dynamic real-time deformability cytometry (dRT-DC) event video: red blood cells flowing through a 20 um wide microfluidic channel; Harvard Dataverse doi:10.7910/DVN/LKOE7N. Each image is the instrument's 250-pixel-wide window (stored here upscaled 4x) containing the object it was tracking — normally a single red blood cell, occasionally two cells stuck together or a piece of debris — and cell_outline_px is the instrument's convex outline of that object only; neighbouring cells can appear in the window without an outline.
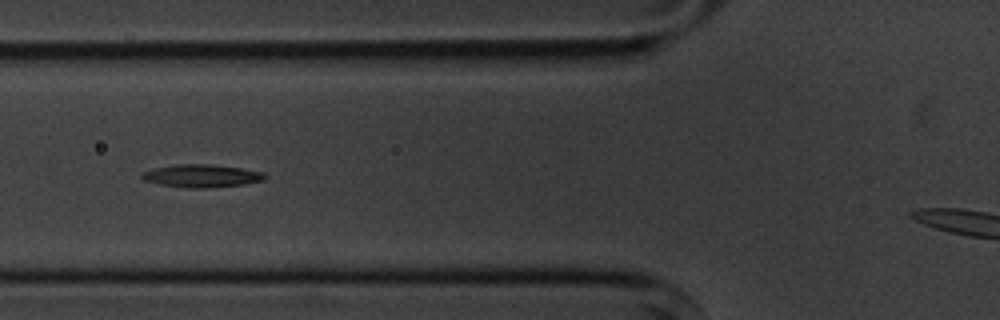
{"species": "common noctule bat (a hibernating species)", "species_latin": "Nyctalus noctula", "temperature_condition": "cold", "stored_images_in_passage": 12, "camera_frame_rate_fps": 3000, "um_per_image_px": 0.085, "animal": {"sex": "male", "body_mass_g": 20.1, "forearm_length_mm": 53.5}, "frame": {"image": 1, "passage_image": 6, "time_ms": 6.667, "image_size_px": [1000, 320], "cell_outline_px": [[268, 176], [264, 180], [244, 184], [204, 188], [184, 188], [160, 184], [144, 180], [140, 176], [144, 172], [152, 168], [176, 164], [212, 164], [240, 168], [264, 172]], "centroid_in_image_um": [17.14, 14.94], "position_along_channel_um": 108.7, "area_um2": 16.42}}
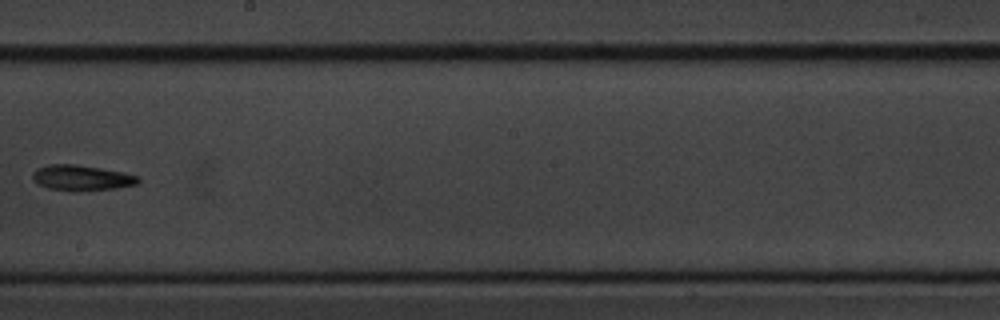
{"frame": {"image": 2, "passage_image": 9, "time_ms": 10.333, "image_size_px": [1000, 320], "cell_outline_px": [[140, 180], [136, 184], [116, 188], [80, 192], [72, 192], [48, 188], [36, 184], [32, 180], [32, 172], [36, 168], [48, 164], [76, 164], [124, 172], [140, 176]], "centroid_in_image_um": [6.9, 15.12], "position_along_channel_um": 241.3, "area_um2": 16.13}}
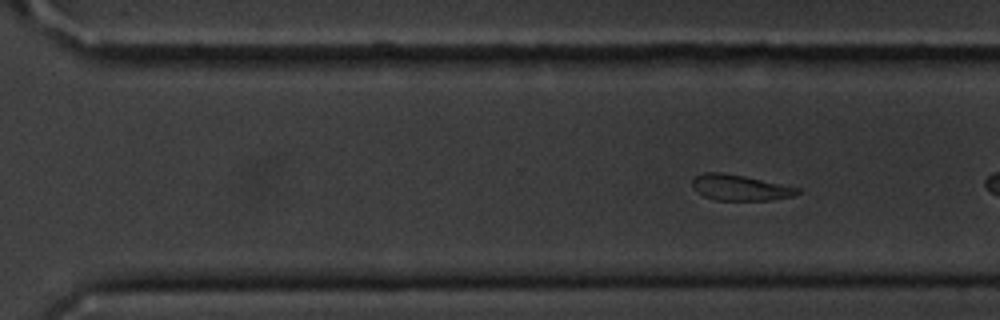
{"frame": {"image": 3, "passage_image": 12, "time_ms": 14.667, "image_size_px": [1000, 320], "cell_outline_px": [[800, 192], [792, 196], [772, 200], [716, 200], [704, 196], [696, 192], [692, 188], [692, 180], [696, 176], [704, 172], [724, 172], [744, 176], [800, 188]], "centroid_in_image_um": [62.86, 15.94], "position_along_channel_um": 307.7, "area_um2": 15.78}}